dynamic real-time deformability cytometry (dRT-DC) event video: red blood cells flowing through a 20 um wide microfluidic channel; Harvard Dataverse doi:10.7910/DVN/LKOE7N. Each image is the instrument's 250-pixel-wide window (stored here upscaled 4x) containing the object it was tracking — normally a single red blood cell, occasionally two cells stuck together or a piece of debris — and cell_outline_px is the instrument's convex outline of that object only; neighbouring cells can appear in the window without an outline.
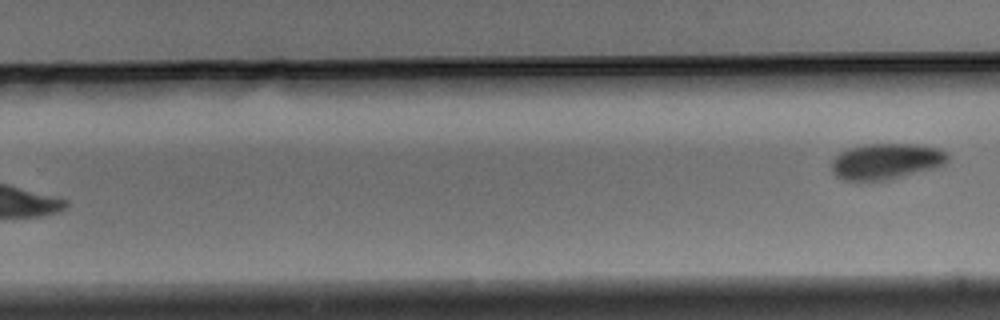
{"species": "Egyptian fruit bat (a non-hibernating species)", "species_latin": "Rousettus aegyptiacus", "temperature_condition": "warm", "stored_images_in_passage": 11, "segment_of_instrument_passage": [2, 2], "camera_frame_rate_fps": 3000, "um_per_image_px": 0.085, "animal": {"sex": "male"}, "frame": {"image": 1, "passage_image": 11, "time_ms": 3.333, "image_size_px": [1000, 320], "cell_outline_px": [[948, 160], [944, 164], [936, 168], [888, 180], [844, 180], [836, 176], [832, 172], [832, 160], [840, 152], [848, 148], [864, 144], [916, 144], [940, 148], [948, 152]], "centroid_in_image_um": [75.35, 13.7], "position_along_channel_um": 254.5, "area_um2": 24.51}}